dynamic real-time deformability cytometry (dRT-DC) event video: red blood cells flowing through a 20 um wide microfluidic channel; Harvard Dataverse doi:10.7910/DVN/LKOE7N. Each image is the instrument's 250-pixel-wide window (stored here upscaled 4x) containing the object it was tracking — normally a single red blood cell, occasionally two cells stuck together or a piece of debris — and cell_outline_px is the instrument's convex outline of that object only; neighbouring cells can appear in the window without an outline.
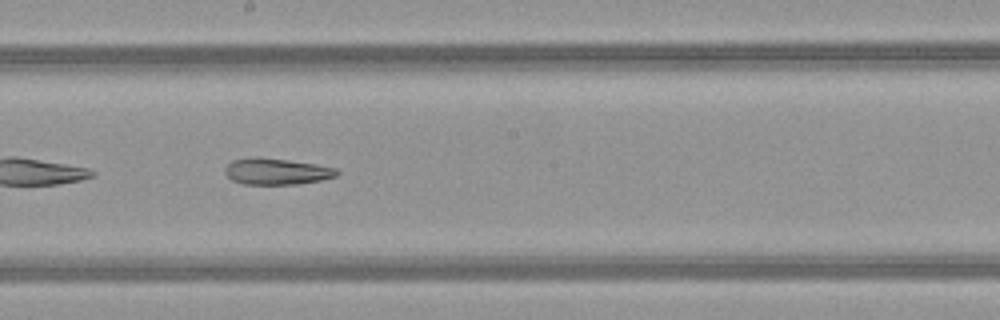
{"species": "common noctule bat (a hibernating species)", "species_latin": "Nyctalus noctula", "temperature_condition": "warm", "stored_images_in_passage": 32, "camera_frame_rate_fps": 3000, "um_per_image_px": 0.085, "animal": {"sex": "female", "body_mass_g": 21.9}, "frame": {"image": 1, "passage_image": 10, "time_ms": 3.0, "image_size_px": [1000, 320], "cell_outline_px": [[340, 172], [336, 176], [320, 180], [296, 184], [244, 184], [232, 180], [224, 172], [224, 168], [232, 160], [256, 156], [260, 156], [316, 164], [336, 168]], "centroid_in_image_um": [23.49, 14.56], "position_along_channel_um": 224.7, "area_um2": 17.22}}